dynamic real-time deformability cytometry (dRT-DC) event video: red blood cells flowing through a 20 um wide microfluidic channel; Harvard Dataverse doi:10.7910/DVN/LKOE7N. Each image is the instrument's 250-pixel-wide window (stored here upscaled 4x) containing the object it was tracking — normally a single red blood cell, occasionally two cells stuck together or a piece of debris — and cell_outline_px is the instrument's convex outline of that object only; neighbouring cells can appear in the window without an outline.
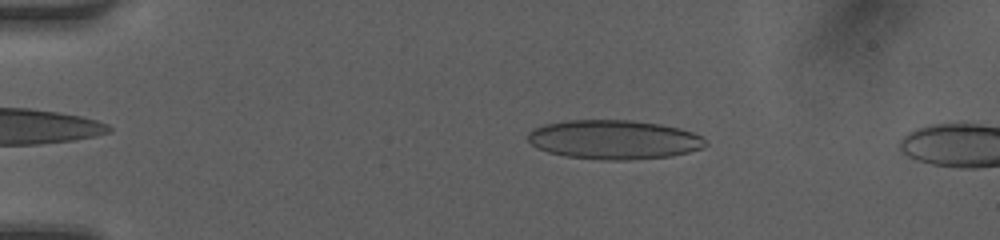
{"species": "human", "species_latin": "Homo sapiens", "temperature_condition": "room temperature", "stored_images_in_passage": 47, "camera_frame_rate_fps": 3000, "um_per_image_px": 0.085, "donor": {"sex": "female"}, "frame": {"image": 1, "passage_image": 9, "time_ms": 2.667, "image_size_px": [1000, 240], "cell_outline_px": [[708, 144], [700, 148], [688, 152], [672, 156], [628, 160], [604, 160], [564, 156], [548, 152], [536, 148], [528, 140], [528, 132], [532, 128], [544, 124], [568, 120], [632, 120], [660, 124], [680, 128], [692, 132], [708, 140]], "centroid_in_image_um": [52.17, 11.87], "position_along_channel_um": 32.8, "area_um2": 40.81}}
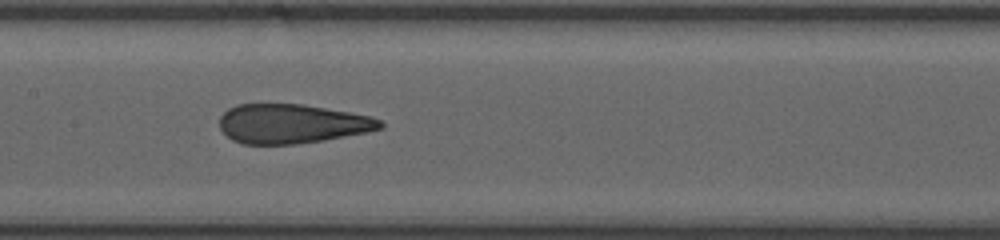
{"frame": {"image": 2, "passage_image": 24, "time_ms": 7.667, "image_size_px": [1000, 240], "cell_outline_px": [[384, 128], [324, 140], [292, 144], [244, 144], [232, 140], [220, 128], [220, 116], [228, 108], [236, 104], [304, 104], [348, 112], [368, 116], [380, 120], [384, 124]], "centroid_in_image_um": [24.77, 10.51], "position_along_channel_um": 182.6, "area_um2": 36.53}}
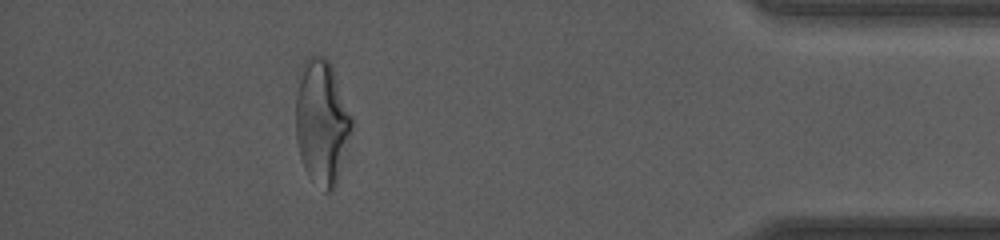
{"frame": {"image": 3, "passage_image": 43, "time_ms": 14.0, "image_size_px": [1000, 240], "cell_outline_px": [[356, 128], [336, 184], [332, 192], [324, 192], [308, 176], [304, 168], [300, 156], [296, 140], [296, 96], [304, 60], [308, 56], [324, 56], [332, 64], [356, 124]], "centroid_in_image_um": [27.42, 10.42], "position_along_channel_um": 407.8, "area_um2": 41.85}, "authors_computed_cell_mechanics": {"area_um2": 39.9398, "velocity_mm_per_s": 4.2295, "shape_relaxation_time_tau1_ms": null, "shape_relaxation_time_tau2_ms": 0.986, "deformation_change_tau1": null, "deformation_change_tau2": 0.1017}}